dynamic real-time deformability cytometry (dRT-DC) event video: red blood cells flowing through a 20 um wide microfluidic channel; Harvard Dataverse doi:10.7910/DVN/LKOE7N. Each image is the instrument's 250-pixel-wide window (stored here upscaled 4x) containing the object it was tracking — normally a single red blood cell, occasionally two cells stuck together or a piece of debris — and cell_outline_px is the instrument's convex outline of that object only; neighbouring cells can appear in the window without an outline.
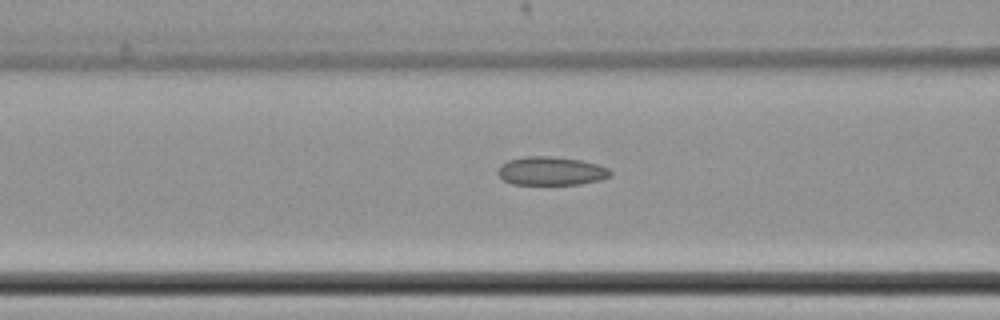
{"species": "common noctule bat (a hibernating species)", "species_latin": "Nyctalus noctula", "temperature_condition": "cold", "stored_images_in_passage": 40, "camera_frame_rate_fps": 3000, "um_per_image_px": 0.085, "animal": {"sex": "female", "body_mass_g": 22.7, "forearm_length_mm": 54.2}, "frame": {"image": 1, "passage_image": 16, "time_ms": 5.0, "image_size_px": [1000, 320], "cell_outline_px": [[612, 176], [600, 180], [580, 184], [512, 184], [504, 180], [496, 172], [500, 164], [508, 160], [524, 156], [548, 156], [584, 160], [608, 168], [612, 172]], "centroid_in_image_um": [46.84, 14.53], "position_along_channel_um": 119.8, "area_um2": 18.84}}
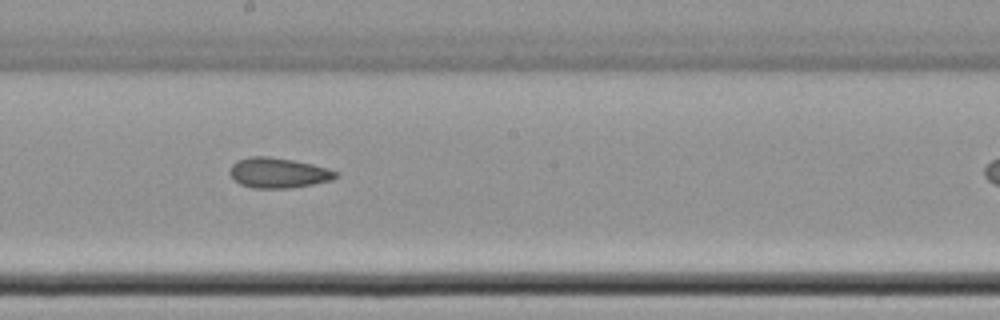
{"frame": {"image": 2, "passage_image": 25, "time_ms": 8.0, "image_size_px": [1000, 320], "cell_outline_px": [[340, 176], [332, 180], [292, 188], [252, 188], [240, 184], [228, 172], [232, 164], [236, 160], [248, 156], [268, 156], [292, 160], [312, 164], [328, 168], [340, 172]], "centroid_in_image_um": [23.67, 14.69], "position_along_channel_um": 224.5, "area_um2": 18.84}}
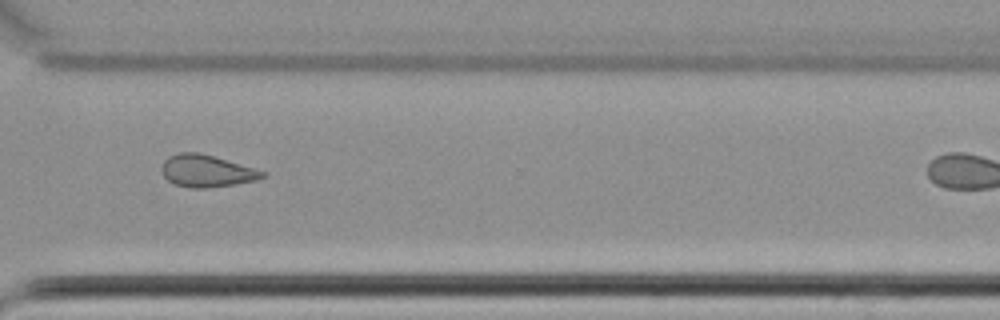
{"frame": {"image": 3, "passage_image": 36, "time_ms": 11.667, "image_size_px": [1000, 320], "cell_outline_px": [[268, 176], [256, 180], [236, 184], [208, 188], [192, 188], [176, 184], [168, 180], [160, 172], [160, 168], [164, 160], [168, 156], [180, 152], [200, 152], [256, 168], [268, 172]], "centroid_in_image_um": [17.59, 14.52], "position_along_channel_um": 353.0, "area_um2": 19.19}}